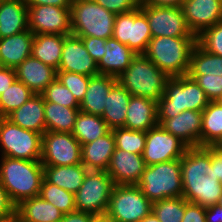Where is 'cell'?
I'll list each match as a JSON object with an SVG mask.
<instances>
[{
  "label": "cell",
  "mask_w": 222,
  "mask_h": 222,
  "mask_svg": "<svg viewBox=\"0 0 222 222\" xmlns=\"http://www.w3.org/2000/svg\"><path fill=\"white\" fill-rule=\"evenodd\" d=\"M183 195L203 207L218 204L222 185L211 165V146L187 148L181 158Z\"/></svg>",
  "instance_id": "6da1fadb"
},
{
  "label": "cell",
  "mask_w": 222,
  "mask_h": 222,
  "mask_svg": "<svg viewBox=\"0 0 222 222\" xmlns=\"http://www.w3.org/2000/svg\"><path fill=\"white\" fill-rule=\"evenodd\" d=\"M1 158L0 183L15 206L40 194L44 173L40 160Z\"/></svg>",
  "instance_id": "7a4b0ae2"
},
{
  "label": "cell",
  "mask_w": 222,
  "mask_h": 222,
  "mask_svg": "<svg viewBox=\"0 0 222 222\" xmlns=\"http://www.w3.org/2000/svg\"><path fill=\"white\" fill-rule=\"evenodd\" d=\"M196 43L197 37H152L143 54L169 77L184 76Z\"/></svg>",
  "instance_id": "3957f363"
},
{
  "label": "cell",
  "mask_w": 222,
  "mask_h": 222,
  "mask_svg": "<svg viewBox=\"0 0 222 222\" xmlns=\"http://www.w3.org/2000/svg\"><path fill=\"white\" fill-rule=\"evenodd\" d=\"M209 102L204 90L188 75L170 77L157 102L158 118H173L185 110L203 111Z\"/></svg>",
  "instance_id": "277c9868"
},
{
  "label": "cell",
  "mask_w": 222,
  "mask_h": 222,
  "mask_svg": "<svg viewBox=\"0 0 222 222\" xmlns=\"http://www.w3.org/2000/svg\"><path fill=\"white\" fill-rule=\"evenodd\" d=\"M170 77L144 54H137L117 81L132 95L159 101Z\"/></svg>",
  "instance_id": "5b68a950"
},
{
  "label": "cell",
  "mask_w": 222,
  "mask_h": 222,
  "mask_svg": "<svg viewBox=\"0 0 222 222\" xmlns=\"http://www.w3.org/2000/svg\"><path fill=\"white\" fill-rule=\"evenodd\" d=\"M71 34L77 37H113L116 15L94 0H73L70 8Z\"/></svg>",
  "instance_id": "8992f818"
},
{
  "label": "cell",
  "mask_w": 222,
  "mask_h": 222,
  "mask_svg": "<svg viewBox=\"0 0 222 222\" xmlns=\"http://www.w3.org/2000/svg\"><path fill=\"white\" fill-rule=\"evenodd\" d=\"M137 185L152 203L182 197L181 159L146 166Z\"/></svg>",
  "instance_id": "52a82bcc"
},
{
  "label": "cell",
  "mask_w": 222,
  "mask_h": 222,
  "mask_svg": "<svg viewBox=\"0 0 222 222\" xmlns=\"http://www.w3.org/2000/svg\"><path fill=\"white\" fill-rule=\"evenodd\" d=\"M42 135L13 124L6 117L0 118V146L2 157L40 160Z\"/></svg>",
  "instance_id": "ba28073f"
},
{
  "label": "cell",
  "mask_w": 222,
  "mask_h": 222,
  "mask_svg": "<svg viewBox=\"0 0 222 222\" xmlns=\"http://www.w3.org/2000/svg\"><path fill=\"white\" fill-rule=\"evenodd\" d=\"M152 212V202L138 185H114L106 214L115 222H140Z\"/></svg>",
  "instance_id": "9c48e42d"
},
{
  "label": "cell",
  "mask_w": 222,
  "mask_h": 222,
  "mask_svg": "<svg viewBox=\"0 0 222 222\" xmlns=\"http://www.w3.org/2000/svg\"><path fill=\"white\" fill-rule=\"evenodd\" d=\"M113 187L112 178L106 171L88 170L81 187L74 194L76 211L106 214Z\"/></svg>",
  "instance_id": "30bf717a"
},
{
  "label": "cell",
  "mask_w": 222,
  "mask_h": 222,
  "mask_svg": "<svg viewBox=\"0 0 222 222\" xmlns=\"http://www.w3.org/2000/svg\"><path fill=\"white\" fill-rule=\"evenodd\" d=\"M113 38L127 45L136 54H143L146 51L152 35L148 19L140 7L116 15Z\"/></svg>",
  "instance_id": "8fae6325"
},
{
  "label": "cell",
  "mask_w": 222,
  "mask_h": 222,
  "mask_svg": "<svg viewBox=\"0 0 222 222\" xmlns=\"http://www.w3.org/2000/svg\"><path fill=\"white\" fill-rule=\"evenodd\" d=\"M43 166L81 164V144L72 133L46 131L42 134Z\"/></svg>",
  "instance_id": "7c38bea8"
},
{
  "label": "cell",
  "mask_w": 222,
  "mask_h": 222,
  "mask_svg": "<svg viewBox=\"0 0 222 222\" xmlns=\"http://www.w3.org/2000/svg\"><path fill=\"white\" fill-rule=\"evenodd\" d=\"M145 13L152 37H196L190 31L180 7L139 5Z\"/></svg>",
  "instance_id": "4fadbf2b"
},
{
  "label": "cell",
  "mask_w": 222,
  "mask_h": 222,
  "mask_svg": "<svg viewBox=\"0 0 222 222\" xmlns=\"http://www.w3.org/2000/svg\"><path fill=\"white\" fill-rule=\"evenodd\" d=\"M188 147L160 124L146 132L143 159L146 166L181 159Z\"/></svg>",
  "instance_id": "5bb4252c"
},
{
  "label": "cell",
  "mask_w": 222,
  "mask_h": 222,
  "mask_svg": "<svg viewBox=\"0 0 222 222\" xmlns=\"http://www.w3.org/2000/svg\"><path fill=\"white\" fill-rule=\"evenodd\" d=\"M28 29L34 35H71L70 8L53 5L29 6Z\"/></svg>",
  "instance_id": "9a60e30c"
},
{
  "label": "cell",
  "mask_w": 222,
  "mask_h": 222,
  "mask_svg": "<svg viewBox=\"0 0 222 222\" xmlns=\"http://www.w3.org/2000/svg\"><path fill=\"white\" fill-rule=\"evenodd\" d=\"M181 8L190 31L196 37L222 21V0H185Z\"/></svg>",
  "instance_id": "2e32d148"
},
{
  "label": "cell",
  "mask_w": 222,
  "mask_h": 222,
  "mask_svg": "<svg viewBox=\"0 0 222 222\" xmlns=\"http://www.w3.org/2000/svg\"><path fill=\"white\" fill-rule=\"evenodd\" d=\"M57 71L78 73L89 77L99 74L97 63L88 53L82 39L72 34L64 39Z\"/></svg>",
  "instance_id": "e0dca14e"
},
{
  "label": "cell",
  "mask_w": 222,
  "mask_h": 222,
  "mask_svg": "<svg viewBox=\"0 0 222 222\" xmlns=\"http://www.w3.org/2000/svg\"><path fill=\"white\" fill-rule=\"evenodd\" d=\"M145 167L141 154L115 148L106 172L114 185H137Z\"/></svg>",
  "instance_id": "ac0fdd59"
},
{
  "label": "cell",
  "mask_w": 222,
  "mask_h": 222,
  "mask_svg": "<svg viewBox=\"0 0 222 222\" xmlns=\"http://www.w3.org/2000/svg\"><path fill=\"white\" fill-rule=\"evenodd\" d=\"M158 123L188 148L201 147L202 111L185 110L173 118H158Z\"/></svg>",
  "instance_id": "d6986e66"
},
{
  "label": "cell",
  "mask_w": 222,
  "mask_h": 222,
  "mask_svg": "<svg viewBox=\"0 0 222 222\" xmlns=\"http://www.w3.org/2000/svg\"><path fill=\"white\" fill-rule=\"evenodd\" d=\"M16 79L25 84L33 93L41 94L57 78V70L32 56L15 68Z\"/></svg>",
  "instance_id": "ffe728a7"
},
{
  "label": "cell",
  "mask_w": 222,
  "mask_h": 222,
  "mask_svg": "<svg viewBox=\"0 0 222 222\" xmlns=\"http://www.w3.org/2000/svg\"><path fill=\"white\" fill-rule=\"evenodd\" d=\"M158 124L157 101L146 97L131 96L124 128L147 132Z\"/></svg>",
  "instance_id": "44dd1931"
},
{
  "label": "cell",
  "mask_w": 222,
  "mask_h": 222,
  "mask_svg": "<svg viewBox=\"0 0 222 222\" xmlns=\"http://www.w3.org/2000/svg\"><path fill=\"white\" fill-rule=\"evenodd\" d=\"M117 82L116 77L109 75L98 74L91 76L84 99L79 106L80 111L102 116L106 106L107 96Z\"/></svg>",
  "instance_id": "7402d4cb"
},
{
  "label": "cell",
  "mask_w": 222,
  "mask_h": 222,
  "mask_svg": "<svg viewBox=\"0 0 222 222\" xmlns=\"http://www.w3.org/2000/svg\"><path fill=\"white\" fill-rule=\"evenodd\" d=\"M115 150L113 131L81 145V162L88 170L106 171Z\"/></svg>",
  "instance_id": "603a6c76"
},
{
  "label": "cell",
  "mask_w": 222,
  "mask_h": 222,
  "mask_svg": "<svg viewBox=\"0 0 222 222\" xmlns=\"http://www.w3.org/2000/svg\"><path fill=\"white\" fill-rule=\"evenodd\" d=\"M34 34L28 29L16 35L0 39V64L16 68L31 56Z\"/></svg>",
  "instance_id": "cb8c5ba5"
},
{
  "label": "cell",
  "mask_w": 222,
  "mask_h": 222,
  "mask_svg": "<svg viewBox=\"0 0 222 222\" xmlns=\"http://www.w3.org/2000/svg\"><path fill=\"white\" fill-rule=\"evenodd\" d=\"M105 47L106 52L97 64L99 74L118 78L137 54L113 37L106 39Z\"/></svg>",
  "instance_id": "d4e9b609"
},
{
  "label": "cell",
  "mask_w": 222,
  "mask_h": 222,
  "mask_svg": "<svg viewBox=\"0 0 222 222\" xmlns=\"http://www.w3.org/2000/svg\"><path fill=\"white\" fill-rule=\"evenodd\" d=\"M6 118L23 129L42 135L46 132L43 96L34 94L26 103L10 113Z\"/></svg>",
  "instance_id": "484cf974"
},
{
  "label": "cell",
  "mask_w": 222,
  "mask_h": 222,
  "mask_svg": "<svg viewBox=\"0 0 222 222\" xmlns=\"http://www.w3.org/2000/svg\"><path fill=\"white\" fill-rule=\"evenodd\" d=\"M28 30V7L24 0H0V39Z\"/></svg>",
  "instance_id": "4316f807"
},
{
  "label": "cell",
  "mask_w": 222,
  "mask_h": 222,
  "mask_svg": "<svg viewBox=\"0 0 222 222\" xmlns=\"http://www.w3.org/2000/svg\"><path fill=\"white\" fill-rule=\"evenodd\" d=\"M15 211L20 222H60L64 216L57 207L39 195L22 200L15 206Z\"/></svg>",
  "instance_id": "83f0119b"
},
{
  "label": "cell",
  "mask_w": 222,
  "mask_h": 222,
  "mask_svg": "<svg viewBox=\"0 0 222 222\" xmlns=\"http://www.w3.org/2000/svg\"><path fill=\"white\" fill-rule=\"evenodd\" d=\"M88 169L77 165L44 166L43 178L54 185L75 194L81 187Z\"/></svg>",
  "instance_id": "f1b7e54d"
},
{
  "label": "cell",
  "mask_w": 222,
  "mask_h": 222,
  "mask_svg": "<svg viewBox=\"0 0 222 222\" xmlns=\"http://www.w3.org/2000/svg\"><path fill=\"white\" fill-rule=\"evenodd\" d=\"M131 96L132 95L119 82L111 88L107 96L104 113L101 116L111 130L124 128Z\"/></svg>",
  "instance_id": "f546056e"
},
{
  "label": "cell",
  "mask_w": 222,
  "mask_h": 222,
  "mask_svg": "<svg viewBox=\"0 0 222 222\" xmlns=\"http://www.w3.org/2000/svg\"><path fill=\"white\" fill-rule=\"evenodd\" d=\"M68 35H34L31 56L56 70L59 68L64 39Z\"/></svg>",
  "instance_id": "4dcf8cb0"
},
{
  "label": "cell",
  "mask_w": 222,
  "mask_h": 222,
  "mask_svg": "<svg viewBox=\"0 0 222 222\" xmlns=\"http://www.w3.org/2000/svg\"><path fill=\"white\" fill-rule=\"evenodd\" d=\"M79 108L44 102L46 131L72 133Z\"/></svg>",
  "instance_id": "1f68e13d"
},
{
  "label": "cell",
  "mask_w": 222,
  "mask_h": 222,
  "mask_svg": "<svg viewBox=\"0 0 222 222\" xmlns=\"http://www.w3.org/2000/svg\"><path fill=\"white\" fill-rule=\"evenodd\" d=\"M110 130L101 116L79 111L72 135L83 145L106 135Z\"/></svg>",
  "instance_id": "d6a6232c"
},
{
  "label": "cell",
  "mask_w": 222,
  "mask_h": 222,
  "mask_svg": "<svg viewBox=\"0 0 222 222\" xmlns=\"http://www.w3.org/2000/svg\"><path fill=\"white\" fill-rule=\"evenodd\" d=\"M222 136V104L210 101L202 111L201 147L214 145Z\"/></svg>",
  "instance_id": "836d02e7"
},
{
  "label": "cell",
  "mask_w": 222,
  "mask_h": 222,
  "mask_svg": "<svg viewBox=\"0 0 222 222\" xmlns=\"http://www.w3.org/2000/svg\"><path fill=\"white\" fill-rule=\"evenodd\" d=\"M222 76V56L204 50L198 43L190 55V67L187 75Z\"/></svg>",
  "instance_id": "e575fe53"
},
{
  "label": "cell",
  "mask_w": 222,
  "mask_h": 222,
  "mask_svg": "<svg viewBox=\"0 0 222 222\" xmlns=\"http://www.w3.org/2000/svg\"><path fill=\"white\" fill-rule=\"evenodd\" d=\"M34 94L25 84L15 79L9 88L0 94V117H7Z\"/></svg>",
  "instance_id": "d590c367"
},
{
  "label": "cell",
  "mask_w": 222,
  "mask_h": 222,
  "mask_svg": "<svg viewBox=\"0 0 222 222\" xmlns=\"http://www.w3.org/2000/svg\"><path fill=\"white\" fill-rule=\"evenodd\" d=\"M39 196L53 204L64 214L76 211L74 194L47 182L44 178L41 183Z\"/></svg>",
  "instance_id": "8d00e7d4"
},
{
  "label": "cell",
  "mask_w": 222,
  "mask_h": 222,
  "mask_svg": "<svg viewBox=\"0 0 222 222\" xmlns=\"http://www.w3.org/2000/svg\"><path fill=\"white\" fill-rule=\"evenodd\" d=\"M152 212L160 222H182L185 212L184 197H170L152 203Z\"/></svg>",
  "instance_id": "74e56055"
},
{
  "label": "cell",
  "mask_w": 222,
  "mask_h": 222,
  "mask_svg": "<svg viewBox=\"0 0 222 222\" xmlns=\"http://www.w3.org/2000/svg\"><path fill=\"white\" fill-rule=\"evenodd\" d=\"M115 148L135 154H143L146 144V132L126 128L112 129Z\"/></svg>",
  "instance_id": "f35d334b"
},
{
  "label": "cell",
  "mask_w": 222,
  "mask_h": 222,
  "mask_svg": "<svg viewBox=\"0 0 222 222\" xmlns=\"http://www.w3.org/2000/svg\"><path fill=\"white\" fill-rule=\"evenodd\" d=\"M44 102H52L69 108H79L80 103L70 90L56 78L41 93Z\"/></svg>",
  "instance_id": "ab89813d"
},
{
  "label": "cell",
  "mask_w": 222,
  "mask_h": 222,
  "mask_svg": "<svg viewBox=\"0 0 222 222\" xmlns=\"http://www.w3.org/2000/svg\"><path fill=\"white\" fill-rule=\"evenodd\" d=\"M57 79L74 95L76 100L81 103L89 84V76L72 73L67 71H57Z\"/></svg>",
  "instance_id": "60d3db41"
},
{
  "label": "cell",
  "mask_w": 222,
  "mask_h": 222,
  "mask_svg": "<svg viewBox=\"0 0 222 222\" xmlns=\"http://www.w3.org/2000/svg\"><path fill=\"white\" fill-rule=\"evenodd\" d=\"M197 43L209 53L222 56V21L204 30L197 37Z\"/></svg>",
  "instance_id": "b9f144b4"
},
{
  "label": "cell",
  "mask_w": 222,
  "mask_h": 222,
  "mask_svg": "<svg viewBox=\"0 0 222 222\" xmlns=\"http://www.w3.org/2000/svg\"><path fill=\"white\" fill-rule=\"evenodd\" d=\"M204 90L209 101H218L222 97V76L188 75Z\"/></svg>",
  "instance_id": "7bdbcfd3"
},
{
  "label": "cell",
  "mask_w": 222,
  "mask_h": 222,
  "mask_svg": "<svg viewBox=\"0 0 222 222\" xmlns=\"http://www.w3.org/2000/svg\"><path fill=\"white\" fill-rule=\"evenodd\" d=\"M97 4L114 13H128L139 7L137 0H94Z\"/></svg>",
  "instance_id": "ee69618b"
},
{
  "label": "cell",
  "mask_w": 222,
  "mask_h": 222,
  "mask_svg": "<svg viewBox=\"0 0 222 222\" xmlns=\"http://www.w3.org/2000/svg\"><path fill=\"white\" fill-rule=\"evenodd\" d=\"M82 39L85 48L90 56L98 64L106 52V40L97 37H79Z\"/></svg>",
  "instance_id": "f6af8a7d"
},
{
  "label": "cell",
  "mask_w": 222,
  "mask_h": 222,
  "mask_svg": "<svg viewBox=\"0 0 222 222\" xmlns=\"http://www.w3.org/2000/svg\"><path fill=\"white\" fill-rule=\"evenodd\" d=\"M182 222H206V207L190 203L185 199V212Z\"/></svg>",
  "instance_id": "bcb514c9"
},
{
  "label": "cell",
  "mask_w": 222,
  "mask_h": 222,
  "mask_svg": "<svg viewBox=\"0 0 222 222\" xmlns=\"http://www.w3.org/2000/svg\"><path fill=\"white\" fill-rule=\"evenodd\" d=\"M15 212V205L10 201L6 190L0 183V218Z\"/></svg>",
  "instance_id": "7dc6e473"
},
{
  "label": "cell",
  "mask_w": 222,
  "mask_h": 222,
  "mask_svg": "<svg viewBox=\"0 0 222 222\" xmlns=\"http://www.w3.org/2000/svg\"><path fill=\"white\" fill-rule=\"evenodd\" d=\"M16 79L15 68L0 67V94L3 93Z\"/></svg>",
  "instance_id": "c3c4849f"
},
{
  "label": "cell",
  "mask_w": 222,
  "mask_h": 222,
  "mask_svg": "<svg viewBox=\"0 0 222 222\" xmlns=\"http://www.w3.org/2000/svg\"><path fill=\"white\" fill-rule=\"evenodd\" d=\"M27 7L37 5H53L57 7L71 8L73 0H24Z\"/></svg>",
  "instance_id": "681fc988"
},
{
  "label": "cell",
  "mask_w": 222,
  "mask_h": 222,
  "mask_svg": "<svg viewBox=\"0 0 222 222\" xmlns=\"http://www.w3.org/2000/svg\"><path fill=\"white\" fill-rule=\"evenodd\" d=\"M94 215L88 212L73 211L68 214H64L60 222H90Z\"/></svg>",
  "instance_id": "f907efd6"
},
{
  "label": "cell",
  "mask_w": 222,
  "mask_h": 222,
  "mask_svg": "<svg viewBox=\"0 0 222 222\" xmlns=\"http://www.w3.org/2000/svg\"><path fill=\"white\" fill-rule=\"evenodd\" d=\"M211 165H215V173L219 181L222 180V149L211 147Z\"/></svg>",
  "instance_id": "816d5d0a"
},
{
  "label": "cell",
  "mask_w": 222,
  "mask_h": 222,
  "mask_svg": "<svg viewBox=\"0 0 222 222\" xmlns=\"http://www.w3.org/2000/svg\"><path fill=\"white\" fill-rule=\"evenodd\" d=\"M206 222H222V207L219 204L206 207Z\"/></svg>",
  "instance_id": "f5cc1de1"
},
{
  "label": "cell",
  "mask_w": 222,
  "mask_h": 222,
  "mask_svg": "<svg viewBox=\"0 0 222 222\" xmlns=\"http://www.w3.org/2000/svg\"><path fill=\"white\" fill-rule=\"evenodd\" d=\"M139 5L180 7L181 0H141Z\"/></svg>",
  "instance_id": "db71d44e"
},
{
  "label": "cell",
  "mask_w": 222,
  "mask_h": 222,
  "mask_svg": "<svg viewBox=\"0 0 222 222\" xmlns=\"http://www.w3.org/2000/svg\"><path fill=\"white\" fill-rule=\"evenodd\" d=\"M90 222H115V221L107 214H102V215H94L91 218Z\"/></svg>",
  "instance_id": "11a10c76"
},
{
  "label": "cell",
  "mask_w": 222,
  "mask_h": 222,
  "mask_svg": "<svg viewBox=\"0 0 222 222\" xmlns=\"http://www.w3.org/2000/svg\"><path fill=\"white\" fill-rule=\"evenodd\" d=\"M0 222H20V220H19L17 212L15 211L14 213L6 217L0 218Z\"/></svg>",
  "instance_id": "9f6ffc18"
},
{
  "label": "cell",
  "mask_w": 222,
  "mask_h": 222,
  "mask_svg": "<svg viewBox=\"0 0 222 222\" xmlns=\"http://www.w3.org/2000/svg\"><path fill=\"white\" fill-rule=\"evenodd\" d=\"M140 222H160L156 215L151 212L149 215L145 216Z\"/></svg>",
  "instance_id": "6f0895ef"
},
{
  "label": "cell",
  "mask_w": 222,
  "mask_h": 222,
  "mask_svg": "<svg viewBox=\"0 0 222 222\" xmlns=\"http://www.w3.org/2000/svg\"><path fill=\"white\" fill-rule=\"evenodd\" d=\"M213 149H222V136L217 140V142L211 146Z\"/></svg>",
  "instance_id": "680465c9"
},
{
  "label": "cell",
  "mask_w": 222,
  "mask_h": 222,
  "mask_svg": "<svg viewBox=\"0 0 222 222\" xmlns=\"http://www.w3.org/2000/svg\"><path fill=\"white\" fill-rule=\"evenodd\" d=\"M218 204L222 207V196L220 197Z\"/></svg>",
  "instance_id": "91938a15"
},
{
  "label": "cell",
  "mask_w": 222,
  "mask_h": 222,
  "mask_svg": "<svg viewBox=\"0 0 222 222\" xmlns=\"http://www.w3.org/2000/svg\"><path fill=\"white\" fill-rule=\"evenodd\" d=\"M218 101L222 104V97Z\"/></svg>",
  "instance_id": "94428289"
}]
</instances>
